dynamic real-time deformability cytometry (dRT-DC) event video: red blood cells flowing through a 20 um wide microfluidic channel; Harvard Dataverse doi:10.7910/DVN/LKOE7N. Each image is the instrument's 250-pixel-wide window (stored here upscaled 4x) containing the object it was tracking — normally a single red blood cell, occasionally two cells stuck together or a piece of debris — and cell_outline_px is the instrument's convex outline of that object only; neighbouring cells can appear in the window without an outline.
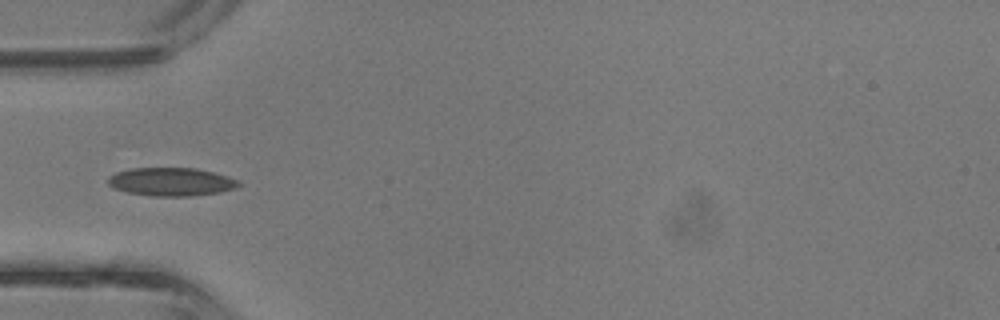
{"species": "common noctule bat (a hibernating species)", "species_latin": "Nyctalus noctula", "temperature_condition": "room temperature", "stored_images_in_passage": 13, "camera_frame_rate_fps": 3000, "um_per_image_px": 0.085, "animal": {"sex": "male", "body_mass_g": 13.3}, "frame": {"image": 1, "passage_image": 3, "time_ms": 0.667, "image_size_px": [1000, 320], "cell_outline_px": [[240, 184], [232, 188], [220, 192], [192, 196], [152, 196], [128, 192], [116, 188], [108, 184], [108, 176], [116, 172], [132, 168], [196, 168], [212, 172], [236, 180]], "centroid_in_image_um": [14.49, 15.45], "position_along_channel_um": 70.5, "area_um2": 21.15}}
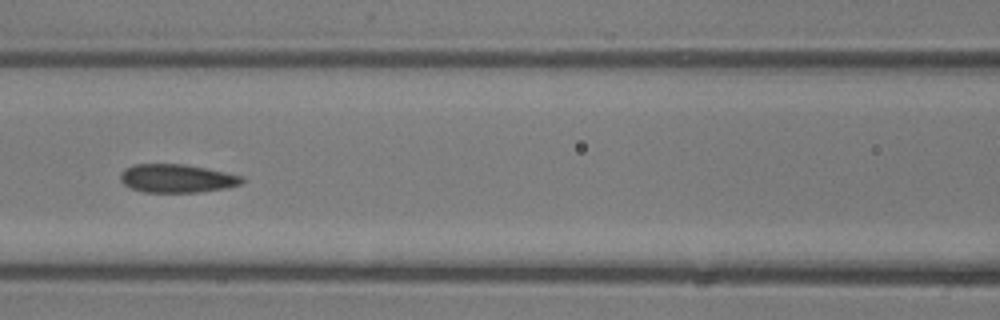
{"frame": {"image": 2, "passage_image": 8, "time_ms": 2.333, "image_size_px": [1000, 320], "cell_outline_px": [[244, 180], [240, 184], [228, 188], [200, 192], [144, 192], [132, 188], [124, 184], [120, 180], [120, 172], [124, 168], [132, 164], [184, 164], [244, 176]], "centroid_in_image_um": [15.02, 15.16], "position_along_channel_um": 151.6, "area_um2": 20.17}}
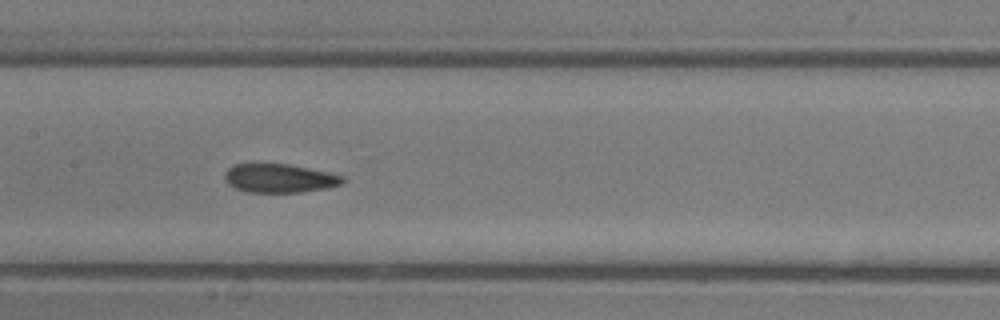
{"frame": {"image": 3, "passage_image": 10, "time_ms": 3.0, "image_size_px": [1000, 320], "cell_outline_px": [[348, 180], [344, 184], [328, 188], [300, 192], [248, 192], [236, 188], [228, 184], [224, 180], [224, 172], [228, 168], [236, 164], [288, 164], [328, 172], [344, 176]], "centroid_in_image_um": [23.79, 15.15], "position_along_channel_um": 183.6, "area_um2": 19.88}}